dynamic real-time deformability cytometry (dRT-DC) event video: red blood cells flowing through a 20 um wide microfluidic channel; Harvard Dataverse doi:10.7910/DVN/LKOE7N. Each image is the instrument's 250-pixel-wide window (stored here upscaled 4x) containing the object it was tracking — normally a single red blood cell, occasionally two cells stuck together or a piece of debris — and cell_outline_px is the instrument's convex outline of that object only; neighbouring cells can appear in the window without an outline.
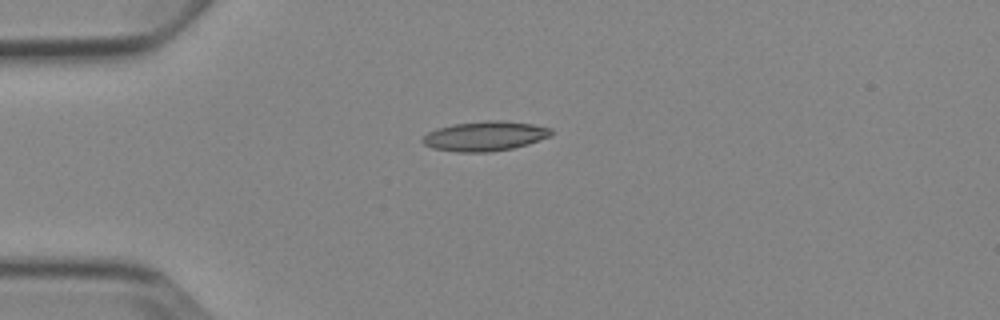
{"species": "Egyptian fruit bat (a non-hibernating species)", "species_latin": "Rousettus aegyptiacus", "temperature_condition": "cold", "stored_images_in_passage": 6, "camera_frame_rate_fps": 3000, "um_per_image_px": 0.085, "animal": {"sex": "female"}, "frame": {"image": 1, "passage_image": 4, "time_ms": 3.667, "image_size_px": [1000, 320], "cell_outline_px": [[552, 136], [528, 144], [512, 148], [492, 152], [456, 152], [432, 148], [424, 144], [420, 140], [428, 132], [436, 128], [452, 124], [488, 120], [504, 120], [532, 124], [552, 128]], "centroid_in_image_um": [41.22, 11.56], "position_along_channel_um": 43.8, "area_um2": 22.48}}
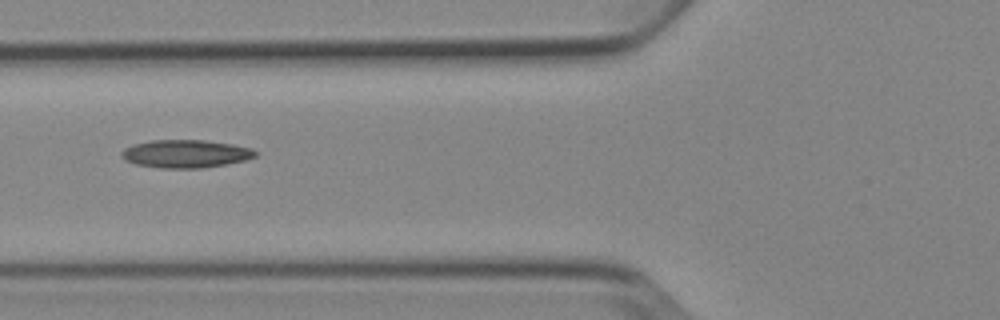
{"frame": {"image": 2, "passage_image": 6, "time_ms": 6.0, "image_size_px": [1000, 320], "cell_outline_px": [[256, 156], [248, 160], [200, 168], [160, 168], [136, 164], [124, 160], [120, 156], [120, 152], [124, 148], [132, 144], [152, 140], [204, 140], [232, 144], [252, 148], [256, 152]], "centroid_in_image_um": [15.75, 13.07], "position_along_channel_um": 110.1, "area_um2": 21.91}}